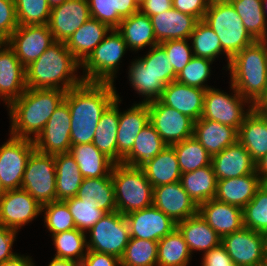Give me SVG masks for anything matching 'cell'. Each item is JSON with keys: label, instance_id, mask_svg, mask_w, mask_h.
<instances>
[{"label": "cell", "instance_id": "17", "mask_svg": "<svg viewBox=\"0 0 267 266\" xmlns=\"http://www.w3.org/2000/svg\"><path fill=\"white\" fill-rule=\"evenodd\" d=\"M130 238L159 241L177 228V223L154 205L125 215Z\"/></svg>", "mask_w": 267, "mask_h": 266}, {"label": "cell", "instance_id": "23", "mask_svg": "<svg viewBox=\"0 0 267 266\" xmlns=\"http://www.w3.org/2000/svg\"><path fill=\"white\" fill-rule=\"evenodd\" d=\"M205 91L201 88L172 81L163 89L159 100L197 121L203 113Z\"/></svg>", "mask_w": 267, "mask_h": 266}, {"label": "cell", "instance_id": "61", "mask_svg": "<svg viewBox=\"0 0 267 266\" xmlns=\"http://www.w3.org/2000/svg\"><path fill=\"white\" fill-rule=\"evenodd\" d=\"M0 266H35L29 256L16 255L13 258L4 261Z\"/></svg>", "mask_w": 267, "mask_h": 266}, {"label": "cell", "instance_id": "28", "mask_svg": "<svg viewBox=\"0 0 267 266\" xmlns=\"http://www.w3.org/2000/svg\"><path fill=\"white\" fill-rule=\"evenodd\" d=\"M193 137L211 157L238 141V130L213 120L194 121Z\"/></svg>", "mask_w": 267, "mask_h": 266}, {"label": "cell", "instance_id": "38", "mask_svg": "<svg viewBox=\"0 0 267 266\" xmlns=\"http://www.w3.org/2000/svg\"><path fill=\"white\" fill-rule=\"evenodd\" d=\"M167 144L149 122L138 134L132 150L123 158L122 164L140 167L160 153Z\"/></svg>", "mask_w": 267, "mask_h": 266}, {"label": "cell", "instance_id": "47", "mask_svg": "<svg viewBox=\"0 0 267 266\" xmlns=\"http://www.w3.org/2000/svg\"><path fill=\"white\" fill-rule=\"evenodd\" d=\"M19 25L48 24L51 7L47 0H14Z\"/></svg>", "mask_w": 267, "mask_h": 266}, {"label": "cell", "instance_id": "3", "mask_svg": "<svg viewBox=\"0 0 267 266\" xmlns=\"http://www.w3.org/2000/svg\"><path fill=\"white\" fill-rule=\"evenodd\" d=\"M80 66L65 42L55 41L37 60L25 67L27 88L67 92L83 82L82 77L74 74Z\"/></svg>", "mask_w": 267, "mask_h": 266}, {"label": "cell", "instance_id": "62", "mask_svg": "<svg viewBox=\"0 0 267 266\" xmlns=\"http://www.w3.org/2000/svg\"><path fill=\"white\" fill-rule=\"evenodd\" d=\"M256 173L260 176L262 182H267V154L257 161Z\"/></svg>", "mask_w": 267, "mask_h": 266}, {"label": "cell", "instance_id": "72", "mask_svg": "<svg viewBox=\"0 0 267 266\" xmlns=\"http://www.w3.org/2000/svg\"><path fill=\"white\" fill-rule=\"evenodd\" d=\"M262 184L267 188V182H263Z\"/></svg>", "mask_w": 267, "mask_h": 266}, {"label": "cell", "instance_id": "45", "mask_svg": "<svg viewBox=\"0 0 267 266\" xmlns=\"http://www.w3.org/2000/svg\"><path fill=\"white\" fill-rule=\"evenodd\" d=\"M191 39L193 56L214 61L219 54H223L219 37L204 20L197 21L189 40Z\"/></svg>", "mask_w": 267, "mask_h": 266}, {"label": "cell", "instance_id": "21", "mask_svg": "<svg viewBox=\"0 0 267 266\" xmlns=\"http://www.w3.org/2000/svg\"><path fill=\"white\" fill-rule=\"evenodd\" d=\"M211 165L217 180L241 177L256 172V162L239 141L213 155Z\"/></svg>", "mask_w": 267, "mask_h": 266}, {"label": "cell", "instance_id": "12", "mask_svg": "<svg viewBox=\"0 0 267 266\" xmlns=\"http://www.w3.org/2000/svg\"><path fill=\"white\" fill-rule=\"evenodd\" d=\"M34 141L11 136L0 147V181L5 191L21 189L27 160Z\"/></svg>", "mask_w": 267, "mask_h": 266}, {"label": "cell", "instance_id": "40", "mask_svg": "<svg viewBox=\"0 0 267 266\" xmlns=\"http://www.w3.org/2000/svg\"><path fill=\"white\" fill-rule=\"evenodd\" d=\"M255 40H267V20L262 0H228Z\"/></svg>", "mask_w": 267, "mask_h": 266}, {"label": "cell", "instance_id": "36", "mask_svg": "<svg viewBox=\"0 0 267 266\" xmlns=\"http://www.w3.org/2000/svg\"><path fill=\"white\" fill-rule=\"evenodd\" d=\"M56 170V201L77 196L83 177L74 157L68 153L54 155Z\"/></svg>", "mask_w": 267, "mask_h": 266}, {"label": "cell", "instance_id": "39", "mask_svg": "<svg viewBox=\"0 0 267 266\" xmlns=\"http://www.w3.org/2000/svg\"><path fill=\"white\" fill-rule=\"evenodd\" d=\"M192 253L178 228L158 241L157 266H188Z\"/></svg>", "mask_w": 267, "mask_h": 266}, {"label": "cell", "instance_id": "20", "mask_svg": "<svg viewBox=\"0 0 267 266\" xmlns=\"http://www.w3.org/2000/svg\"><path fill=\"white\" fill-rule=\"evenodd\" d=\"M26 89L25 67L15 55L13 49L5 42L0 47L1 99L9 105L13 100L19 98Z\"/></svg>", "mask_w": 267, "mask_h": 266}, {"label": "cell", "instance_id": "64", "mask_svg": "<svg viewBox=\"0 0 267 266\" xmlns=\"http://www.w3.org/2000/svg\"><path fill=\"white\" fill-rule=\"evenodd\" d=\"M257 107L267 117V97Z\"/></svg>", "mask_w": 267, "mask_h": 266}, {"label": "cell", "instance_id": "57", "mask_svg": "<svg viewBox=\"0 0 267 266\" xmlns=\"http://www.w3.org/2000/svg\"><path fill=\"white\" fill-rule=\"evenodd\" d=\"M80 266H121L120 259L114 255L87 250Z\"/></svg>", "mask_w": 267, "mask_h": 266}, {"label": "cell", "instance_id": "32", "mask_svg": "<svg viewBox=\"0 0 267 266\" xmlns=\"http://www.w3.org/2000/svg\"><path fill=\"white\" fill-rule=\"evenodd\" d=\"M117 30L121 33L130 50H140L150 45H158L151 19L140 10L129 17L123 18Z\"/></svg>", "mask_w": 267, "mask_h": 266}, {"label": "cell", "instance_id": "27", "mask_svg": "<svg viewBox=\"0 0 267 266\" xmlns=\"http://www.w3.org/2000/svg\"><path fill=\"white\" fill-rule=\"evenodd\" d=\"M262 183L256 172L241 177L217 180L214 199L243 209L255 196Z\"/></svg>", "mask_w": 267, "mask_h": 266}, {"label": "cell", "instance_id": "16", "mask_svg": "<svg viewBox=\"0 0 267 266\" xmlns=\"http://www.w3.org/2000/svg\"><path fill=\"white\" fill-rule=\"evenodd\" d=\"M41 205L25 190L5 191L0 197V225L18 232L41 213Z\"/></svg>", "mask_w": 267, "mask_h": 266}, {"label": "cell", "instance_id": "46", "mask_svg": "<svg viewBox=\"0 0 267 266\" xmlns=\"http://www.w3.org/2000/svg\"><path fill=\"white\" fill-rule=\"evenodd\" d=\"M243 226L261 233L267 230V188L263 184L243 208Z\"/></svg>", "mask_w": 267, "mask_h": 266}, {"label": "cell", "instance_id": "25", "mask_svg": "<svg viewBox=\"0 0 267 266\" xmlns=\"http://www.w3.org/2000/svg\"><path fill=\"white\" fill-rule=\"evenodd\" d=\"M158 43L168 40L189 39L197 19L175 8L150 16Z\"/></svg>", "mask_w": 267, "mask_h": 266}, {"label": "cell", "instance_id": "56", "mask_svg": "<svg viewBox=\"0 0 267 266\" xmlns=\"http://www.w3.org/2000/svg\"><path fill=\"white\" fill-rule=\"evenodd\" d=\"M201 264V266H238L232 261L221 243L203 254Z\"/></svg>", "mask_w": 267, "mask_h": 266}, {"label": "cell", "instance_id": "70", "mask_svg": "<svg viewBox=\"0 0 267 266\" xmlns=\"http://www.w3.org/2000/svg\"><path fill=\"white\" fill-rule=\"evenodd\" d=\"M6 41L0 37V47L5 43Z\"/></svg>", "mask_w": 267, "mask_h": 266}, {"label": "cell", "instance_id": "48", "mask_svg": "<svg viewBox=\"0 0 267 266\" xmlns=\"http://www.w3.org/2000/svg\"><path fill=\"white\" fill-rule=\"evenodd\" d=\"M41 211H46L44 213V223H46L45 226L52 235L76 228L72 214L64 201H53L44 204Z\"/></svg>", "mask_w": 267, "mask_h": 266}, {"label": "cell", "instance_id": "59", "mask_svg": "<svg viewBox=\"0 0 267 266\" xmlns=\"http://www.w3.org/2000/svg\"><path fill=\"white\" fill-rule=\"evenodd\" d=\"M172 7V0H145L139 7V10L150 17L167 11Z\"/></svg>", "mask_w": 267, "mask_h": 266}, {"label": "cell", "instance_id": "6", "mask_svg": "<svg viewBox=\"0 0 267 266\" xmlns=\"http://www.w3.org/2000/svg\"><path fill=\"white\" fill-rule=\"evenodd\" d=\"M117 211L123 215L153 205V187L140 167L114 164L111 171Z\"/></svg>", "mask_w": 267, "mask_h": 266}, {"label": "cell", "instance_id": "43", "mask_svg": "<svg viewBox=\"0 0 267 266\" xmlns=\"http://www.w3.org/2000/svg\"><path fill=\"white\" fill-rule=\"evenodd\" d=\"M85 234V232L74 228L52 235L53 243L56 248L54 257L70 259L81 263L82 259L87 254V239ZM85 248L86 251H84Z\"/></svg>", "mask_w": 267, "mask_h": 266}, {"label": "cell", "instance_id": "10", "mask_svg": "<svg viewBox=\"0 0 267 266\" xmlns=\"http://www.w3.org/2000/svg\"><path fill=\"white\" fill-rule=\"evenodd\" d=\"M231 88L233 89V95H228L226 92L224 93L210 86V88L205 91L201 118L213 120L239 130L245 117L254 106L250 105L248 110H246L247 112H245L243 110L244 103L249 104L250 102L244 99L232 84Z\"/></svg>", "mask_w": 267, "mask_h": 266}, {"label": "cell", "instance_id": "2", "mask_svg": "<svg viewBox=\"0 0 267 266\" xmlns=\"http://www.w3.org/2000/svg\"><path fill=\"white\" fill-rule=\"evenodd\" d=\"M65 95L66 91L59 89L27 88L7 106L12 121L10 136L35 140Z\"/></svg>", "mask_w": 267, "mask_h": 266}, {"label": "cell", "instance_id": "69", "mask_svg": "<svg viewBox=\"0 0 267 266\" xmlns=\"http://www.w3.org/2000/svg\"><path fill=\"white\" fill-rule=\"evenodd\" d=\"M136 2V4L140 7L141 4L145 1V0H134Z\"/></svg>", "mask_w": 267, "mask_h": 266}, {"label": "cell", "instance_id": "13", "mask_svg": "<svg viewBox=\"0 0 267 266\" xmlns=\"http://www.w3.org/2000/svg\"><path fill=\"white\" fill-rule=\"evenodd\" d=\"M71 115L68 103L63 100L51 115L42 132L34 141L35 149L49 155L68 153L70 139Z\"/></svg>", "mask_w": 267, "mask_h": 266}, {"label": "cell", "instance_id": "1", "mask_svg": "<svg viewBox=\"0 0 267 266\" xmlns=\"http://www.w3.org/2000/svg\"><path fill=\"white\" fill-rule=\"evenodd\" d=\"M113 83L83 81L66 92L65 101L71 115V144L92 143L99 120L117 98Z\"/></svg>", "mask_w": 267, "mask_h": 266}, {"label": "cell", "instance_id": "58", "mask_svg": "<svg viewBox=\"0 0 267 266\" xmlns=\"http://www.w3.org/2000/svg\"><path fill=\"white\" fill-rule=\"evenodd\" d=\"M16 234L17 231L0 225V264L17 255L11 250Z\"/></svg>", "mask_w": 267, "mask_h": 266}, {"label": "cell", "instance_id": "65", "mask_svg": "<svg viewBox=\"0 0 267 266\" xmlns=\"http://www.w3.org/2000/svg\"><path fill=\"white\" fill-rule=\"evenodd\" d=\"M262 236H263V245H264V255H265L266 262H267V230H264L262 232Z\"/></svg>", "mask_w": 267, "mask_h": 266}, {"label": "cell", "instance_id": "63", "mask_svg": "<svg viewBox=\"0 0 267 266\" xmlns=\"http://www.w3.org/2000/svg\"><path fill=\"white\" fill-rule=\"evenodd\" d=\"M48 266H80V263L70 259H60L54 257Z\"/></svg>", "mask_w": 267, "mask_h": 266}, {"label": "cell", "instance_id": "9", "mask_svg": "<svg viewBox=\"0 0 267 266\" xmlns=\"http://www.w3.org/2000/svg\"><path fill=\"white\" fill-rule=\"evenodd\" d=\"M87 250L111 254L119 259L130 240L129 224L118 211L107 213L90 230Z\"/></svg>", "mask_w": 267, "mask_h": 266}, {"label": "cell", "instance_id": "53", "mask_svg": "<svg viewBox=\"0 0 267 266\" xmlns=\"http://www.w3.org/2000/svg\"><path fill=\"white\" fill-rule=\"evenodd\" d=\"M90 17L106 24L110 29H117L122 17L115 11L114 0H88Z\"/></svg>", "mask_w": 267, "mask_h": 266}, {"label": "cell", "instance_id": "60", "mask_svg": "<svg viewBox=\"0 0 267 266\" xmlns=\"http://www.w3.org/2000/svg\"><path fill=\"white\" fill-rule=\"evenodd\" d=\"M115 11L122 17L126 18L139 11V6L134 0H114Z\"/></svg>", "mask_w": 267, "mask_h": 266}, {"label": "cell", "instance_id": "33", "mask_svg": "<svg viewBox=\"0 0 267 266\" xmlns=\"http://www.w3.org/2000/svg\"><path fill=\"white\" fill-rule=\"evenodd\" d=\"M177 228L184 237L190 252H208L221 243V237L206 223L199 213L179 223Z\"/></svg>", "mask_w": 267, "mask_h": 266}, {"label": "cell", "instance_id": "30", "mask_svg": "<svg viewBox=\"0 0 267 266\" xmlns=\"http://www.w3.org/2000/svg\"><path fill=\"white\" fill-rule=\"evenodd\" d=\"M140 168L153 188L180 181L182 175L176 152L172 146L165 147Z\"/></svg>", "mask_w": 267, "mask_h": 266}, {"label": "cell", "instance_id": "24", "mask_svg": "<svg viewBox=\"0 0 267 266\" xmlns=\"http://www.w3.org/2000/svg\"><path fill=\"white\" fill-rule=\"evenodd\" d=\"M149 123L147 103L134 104L128 111H119L117 133V164L132 150L139 132Z\"/></svg>", "mask_w": 267, "mask_h": 266}, {"label": "cell", "instance_id": "8", "mask_svg": "<svg viewBox=\"0 0 267 266\" xmlns=\"http://www.w3.org/2000/svg\"><path fill=\"white\" fill-rule=\"evenodd\" d=\"M21 189L27 191L41 206L56 201V170L54 155L34 149L26 163Z\"/></svg>", "mask_w": 267, "mask_h": 266}, {"label": "cell", "instance_id": "4", "mask_svg": "<svg viewBox=\"0 0 267 266\" xmlns=\"http://www.w3.org/2000/svg\"><path fill=\"white\" fill-rule=\"evenodd\" d=\"M231 84L257 107L267 97V40H256L236 54L228 66Z\"/></svg>", "mask_w": 267, "mask_h": 266}, {"label": "cell", "instance_id": "42", "mask_svg": "<svg viewBox=\"0 0 267 266\" xmlns=\"http://www.w3.org/2000/svg\"><path fill=\"white\" fill-rule=\"evenodd\" d=\"M171 146L176 152L182 174L211 165V155L193 136Z\"/></svg>", "mask_w": 267, "mask_h": 266}, {"label": "cell", "instance_id": "5", "mask_svg": "<svg viewBox=\"0 0 267 266\" xmlns=\"http://www.w3.org/2000/svg\"><path fill=\"white\" fill-rule=\"evenodd\" d=\"M219 37L223 53L230 60L256 40L228 0H211L203 19Z\"/></svg>", "mask_w": 267, "mask_h": 266}, {"label": "cell", "instance_id": "68", "mask_svg": "<svg viewBox=\"0 0 267 266\" xmlns=\"http://www.w3.org/2000/svg\"><path fill=\"white\" fill-rule=\"evenodd\" d=\"M5 193V190L3 189V186L0 181V197Z\"/></svg>", "mask_w": 267, "mask_h": 266}, {"label": "cell", "instance_id": "66", "mask_svg": "<svg viewBox=\"0 0 267 266\" xmlns=\"http://www.w3.org/2000/svg\"><path fill=\"white\" fill-rule=\"evenodd\" d=\"M67 0H47L49 6L51 8L63 4Z\"/></svg>", "mask_w": 267, "mask_h": 266}, {"label": "cell", "instance_id": "52", "mask_svg": "<svg viewBox=\"0 0 267 266\" xmlns=\"http://www.w3.org/2000/svg\"><path fill=\"white\" fill-rule=\"evenodd\" d=\"M188 39L168 40L159 43L165 50L169 63L173 66L174 72L178 75L190 62L193 52Z\"/></svg>", "mask_w": 267, "mask_h": 266}, {"label": "cell", "instance_id": "26", "mask_svg": "<svg viewBox=\"0 0 267 266\" xmlns=\"http://www.w3.org/2000/svg\"><path fill=\"white\" fill-rule=\"evenodd\" d=\"M238 141L257 163L267 154V117L254 107L238 130Z\"/></svg>", "mask_w": 267, "mask_h": 266}, {"label": "cell", "instance_id": "49", "mask_svg": "<svg viewBox=\"0 0 267 266\" xmlns=\"http://www.w3.org/2000/svg\"><path fill=\"white\" fill-rule=\"evenodd\" d=\"M75 222V226L82 232L90 230L107 213L95 208L89 203L82 202L78 197L64 200Z\"/></svg>", "mask_w": 267, "mask_h": 266}, {"label": "cell", "instance_id": "34", "mask_svg": "<svg viewBox=\"0 0 267 266\" xmlns=\"http://www.w3.org/2000/svg\"><path fill=\"white\" fill-rule=\"evenodd\" d=\"M76 197L106 213L117 211L111 173L106 177L83 178Z\"/></svg>", "mask_w": 267, "mask_h": 266}, {"label": "cell", "instance_id": "18", "mask_svg": "<svg viewBox=\"0 0 267 266\" xmlns=\"http://www.w3.org/2000/svg\"><path fill=\"white\" fill-rule=\"evenodd\" d=\"M90 18L88 0H67L51 8L48 27L55 41L66 42Z\"/></svg>", "mask_w": 267, "mask_h": 266}, {"label": "cell", "instance_id": "67", "mask_svg": "<svg viewBox=\"0 0 267 266\" xmlns=\"http://www.w3.org/2000/svg\"><path fill=\"white\" fill-rule=\"evenodd\" d=\"M262 5H263V10L265 12V16H266V7H267V0H262Z\"/></svg>", "mask_w": 267, "mask_h": 266}, {"label": "cell", "instance_id": "54", "mask_svg": "<svg viewBox=\"0 0 267 266\" xmlns=\"http://www.w3.org/2000/svg\"><path fill=\"white\" fill-rule=\"evenodd\" d=\"M18 26L14 0H0V37L6 41Z\"/></svg>", "mask_w": 267, "mask_h": 266}, {"label": "cell", "instance_id": "31", "mask_svg": "<svg viewBox=\"0 0 267 266\" xmlns=\"http://www.w3.org/2000/svg\"><path fill=\"white\" fill-rule=\"evenodd\" d=\"M119 95L103 112L97 125L93 145L117 164V131L119 126Z\"/></svg>", "mask_w": 267, "mask_h": 266}, {"label": "cell", "instance_id": "29", "mask_svg": "<svg viewBox=\"0 0 267 266\" xmlns=\"http://www.w3.org/2000/svg\"><path fill=\"white\" fill-rule=\"evenodd\" d=\"M110 30L106 24L90 18L74 32L65 45L75 59L82 64L103 41L106 34L110 33Z\"/></svg>", "mask_w": 267, "mask_h": 266}, {"label": "cell", "instance_id": "41", "mask_svg": "<svg viewBox=\"0 0 267 266\" xmlns=\"http://www.w3.org/2000/svg\"><path fill=\"white\" fill-rule=\"evenodd\" d=\"M136 60L132 62L128 72L132 87L139 95L146 97L142 103L159 99L167 84L161 78L154 76L139 59Z\"/></svg>", "mask_w": 267, "mask_h": 266}, {"label": "cell", "instance_id": "51", "mask_svg": "<svg viewBox=\"0 0 267 266\" xmlns=\"http://www.w3.org/2000/svg\"><path fill=\"white\" fill-rule=\"evenodd\" d=\"M139 60L154 76L161 78L166 84L176 81L177 74L160 44L151 47L148 54L139 58Z\"/></svg>", "mask_w": 267, "mask_h": 266}, {"label": "cell", "instance_id": "11", "mask_svg": "<svg viewBox=\"0 0 267 266\" xmlns=\"http://www.w3.org/2000/svg\"><path fill=\"white\" fill-rule=\"evenodd\" d=\"M147 104L149 122L167 146L193 136L194 120L192 118L163 104L159 99Z\"/></svg>", "mask_w": 267, "mask_h": 266}, {"label": "cell", "instance_id": "22", "mask_svg": "<svg viewBox=\"0 0 267 266\" xmlns=\"http://www.w3.org/2000/svg\"><path fill=\"white\" fill-rule=\"evenodd\" d=\"M198 213L221 238L244 227L243 209L238 206L211 199L198 206Z\"/></svg>", "mask_w": 267, "mask_h": 266}, {"label": "cell", "instance_id": "14", "mask_svg": "<svg viewBox=\"0 0 267 266\" xmlns=\"http://www.w3.org/2000/svg\"><path fill=\"white\" fill-rule=\"evenodd\" d=\"M54 42L48 24L19 25L6 40L24 67L37 60Z\"/></svg>", "mask_w": 267, "mask_h": 266}, {"label": "cell", "instance_id": "50", "mask_svg": "<svg viewBox=\"0 0 267 266\" xmlns=\"http://www.w3.org/2000/svg\"><path fill=\"white\" fill-rule=\"evenodd\" d=\"M212 62V60L207 58L193 56L190 62L177 75L176 81L188 86L207 90L210 87H207L205 82L210 77V64Z\"/></svg>", "mask_w": 267, "mask_h": 266}, {"label": "cell", "instance_id": "35", "mask_svg": "<svg viewBox=\"0 0 267 266\" xmlns=\"http://www.w3.org/2000/svg\"><path fill=\"white\" fill-rule=\"evenodd\" d=\"M69 153L78 164L83 178L106 177L111 173L115 164L93 143L71 145Z\"/></svg>", "mask_w": 267, "mask_h": 266}, {"label": "cell", "instance_id": "55", "mask_svg": "<svg viewBox=\"0 0 267 266\" xmlns=\"http://www.w3.org/2000/svg\"><path fill=\"white\" fill-rule=\"evenodd\" d=\"M173 8L203 20L211 0H172Z\"/></svg>", "mask_w": 267, "mask_h": 266}, {"label": "cell", "instance_id": "37", "mask_svg": "<svg viewBox=\"0 0 267 266\" xmlns=\"http://www.w3.org/2000/svg\"><path fill=\"white\" fill-rule=\"evenodd\" d=\"M180 182L197 206L215 197L217 178L212 165L183 173Z\"/></svg>", "mask_w": 267, "mask_h": 266}, {"label": "cell", "instance_id": "15", "mask_svg": "<svg viewBox=\"0 0 267 266\" xmlns=\"http://www.w3.org/2000/svg\"><path fill=\"white\" fill-rule=\"evenodd\" d=\"M221 244L225 247L232 261L238 266L267 263L261 232L243 227L237 232L222 237Z\"/></svg>", "mask_w": 267, "mask_h": 266}, {"label": "cell", "instance_id": "7", "mask_svg": "<svg viewBox=\"0 0 267 266\" xmlns=\"http://www.w3.org/2000/svg\"><path fill=\"white\" fill-rule=\"evenodd\" d=\"M110 35L93 50L88 58L81 64L85 70L83 81L113 83L114 77L120 65L119 61L126 48L125 40L117 29H111Z\"/></svg>", "mask_w": 267, "mask_h": 266}, {"label": "cell", "instance_id": "44", "mask_svg": "<svg viewBox=\"0 0 267 266\" xmlns=\"http://www.w3.org/2000/svg\"><path fill=\"white\" fill-rule=\"evenodd\" d=\"M158 242L130 238L120 258L121 266H157Z\"/></svg>", "mask_w": 267, "mask_h": 266}, {"label": "cell", "instance_id": "71", "mask_svg": "<svg viewBox=\"0 0 267 266\" xmlns=\"http://www.w3.org/2000/svg\"><path fill=\"white\" fill-rule=\"evenodd\" d=\"M252 266H267V263H260V264L252 265Z\"/></svg>", "mask_w": 267, "mask_h": 266}, {"label": "cell", "instance_id": "19", "mask_svg": "<svg viewBox=\"0 0 267 266\" xmlns=\"http://www.w3.org/2000/svg\"><path fill=\"white\" fill-rule=\"evenodd\" d=\"M153 205L179 223L198 213V206L180 181L153 188Z\"/></svg>", "mask_w": 267, "mask_h": 266}]
</instances>
